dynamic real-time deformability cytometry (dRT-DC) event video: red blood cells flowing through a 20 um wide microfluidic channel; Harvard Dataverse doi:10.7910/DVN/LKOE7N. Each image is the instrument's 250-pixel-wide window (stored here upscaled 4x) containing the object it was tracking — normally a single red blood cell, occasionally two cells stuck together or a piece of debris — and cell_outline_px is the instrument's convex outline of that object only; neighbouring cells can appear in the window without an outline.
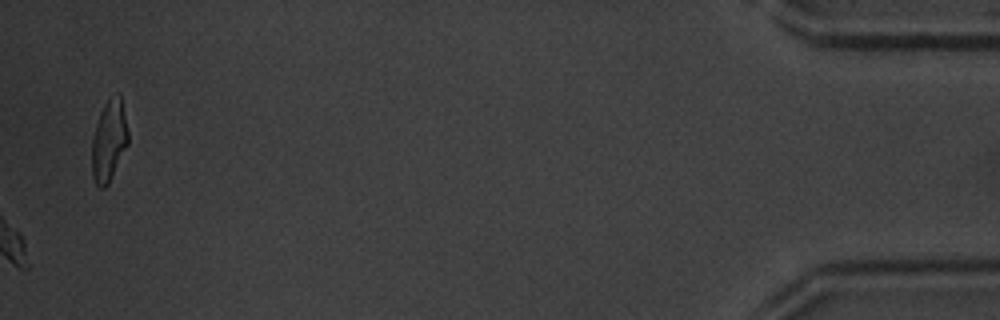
{"species": "common noctule bat (a hibernating species)", "species_latin": "Nyctalus noctula", "temperature_condition": "warm", "stored_images_in_passage": 49, "camera_frame_rate_fps": 3000, "um_per_image_px": 0.085, "animal": {"sex": "male", "body_mass_g": 20.1, "forearm_length_mm": 53.5}, "frame": {"image": 1, "passage_image": 49, "time_ms": 16.0, "image_size_px": [1000, 320], "cell_outline_px": [[128, 144], [108, 184], [104, 188], [100, 188], [96, 184], [92, 176], [92, 140], [96, 124], [100, 112], [104, 104], [108, 100], [120, 92], [128, 132]], "centroid_in_image_um": [9.26, 11.97], "position_along_channel_um": 425.9, "area_um2": 16.99}, "authors_computed_cell_mechanics": {"area_um2": 17.7446, "velocity_mm_per_s": 4.0716, "shape_relaxation_time_tau1_ms": 3.6251, "shape_relaxation_time_tau2_ms": 5.7749, "deformation_change_tau1": 0.2118, "deformation_change_tau2": 0.1046}}